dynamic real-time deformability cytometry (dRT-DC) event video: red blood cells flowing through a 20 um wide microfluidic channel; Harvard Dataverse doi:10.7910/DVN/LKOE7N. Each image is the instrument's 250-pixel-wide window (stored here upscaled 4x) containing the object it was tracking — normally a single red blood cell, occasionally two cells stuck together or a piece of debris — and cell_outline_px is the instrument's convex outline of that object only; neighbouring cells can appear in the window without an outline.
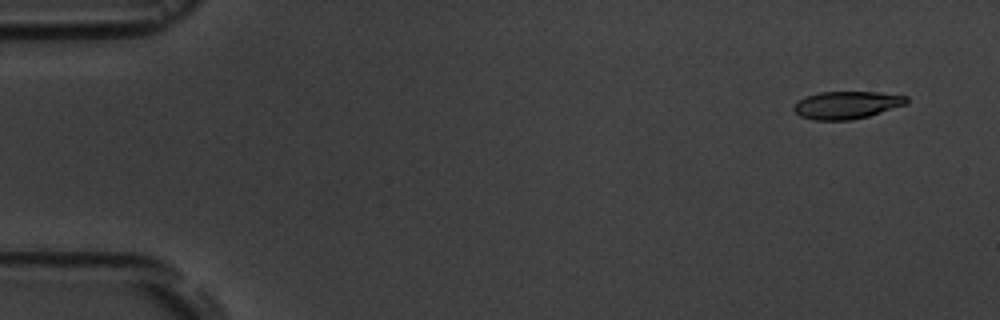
{"species": "common noctule bat (a hibernating species)", "species_latin": "Nyctalus noctula", "temperature_condition": "room temperature", "stored_images_in_passage": 5, "camera_frame_rate_fps": 3000, "um_per_image_px": 0.085, "animal": {"sex": "male", "body_mass_g": 19.5, "forearm_length_mm": 54.6}, "frame": {"image": 1, "passage_image": 1, "time_ms": 0.0, "image_size_px": [1000, 320], "cell_outline_px": [[908, 104], [868, 116], [852, 120], [812, 120], [800, 116], [792, 108], [800, 100], [808, 96], [820, 92], [876, 92], [908, 96]], "centroid_in_image_um": [72.0, 8.93], "position_along_channel_um": 13.0, "area_um2": 18.03}}